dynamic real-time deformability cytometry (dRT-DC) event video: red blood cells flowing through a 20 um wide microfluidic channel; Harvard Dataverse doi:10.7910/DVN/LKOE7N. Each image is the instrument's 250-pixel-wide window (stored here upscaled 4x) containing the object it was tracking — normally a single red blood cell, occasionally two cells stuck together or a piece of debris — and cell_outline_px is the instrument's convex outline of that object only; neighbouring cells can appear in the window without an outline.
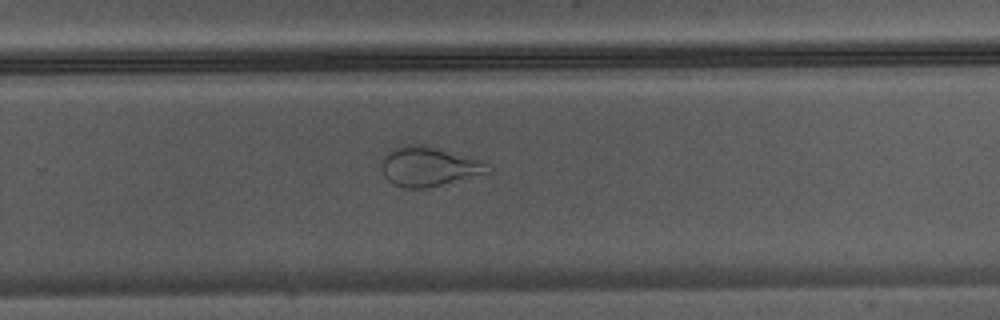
{"species": "Egyptian fruit bat (a non-hibernating species)", "species_latin": "Rousettus aegyptiacus", "temperature_condition": "warm", "stored_images_in_passage": 36, "camera_frame_rate_fps": 3000, "um_per_image_px": 0.085, "animal": {"sex": "male"}, "frame": {"image": 1, "passage_image": 21, "time_ms": 6.667, "image_size_px": [1000, 320], "cell_outline_px": [[492, 172], [424, 188], [404, 188], [392, 184], [384, 176], [380, 168], [380, 164], [384, 156], [396, 148], [412, 144], [420, 144], [480, 160], [488, 164], [492, 168]], "centroid_in_image_um": [36.43, 14.17], "position_along_channel_um": 293.4, "area_um2": 24.04}}